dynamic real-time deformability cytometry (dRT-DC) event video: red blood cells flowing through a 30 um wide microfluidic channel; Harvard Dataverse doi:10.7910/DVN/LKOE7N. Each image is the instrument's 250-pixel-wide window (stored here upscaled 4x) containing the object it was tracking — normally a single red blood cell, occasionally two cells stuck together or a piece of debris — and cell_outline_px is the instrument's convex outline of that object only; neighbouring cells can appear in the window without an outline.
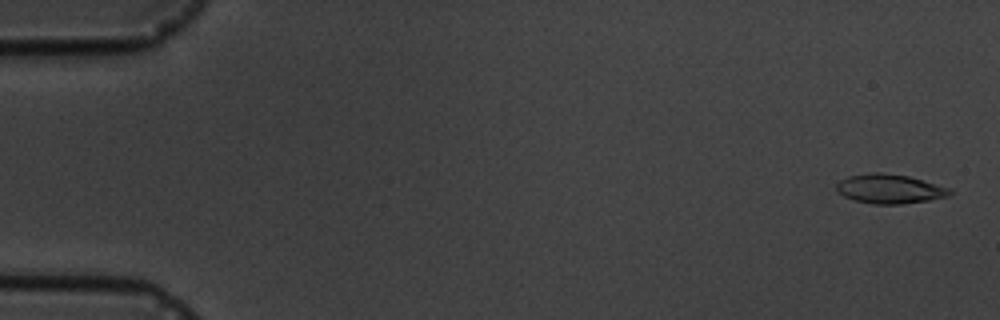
{"species": "common noctule bat (a hibernating species)", "species_latin": "Nyctalus noctula", "temperature_condition": "cold", "stored_images_in_passage": 4, "camera_frame_rate_fps": 3000, "um_per_image_px": 0.085, "animal": {"sex": "male", "body_mass_g": 19.5, "forearm_length_mm": 54.6}, "frame": {"image": 1, "passage_image": 1, "time_ms": 0.0, "image_size_px": [1000, 320], "cell_outline_px": [[952, 192], [948, 196], [928, 200], [900, 204], [872, 204], [856, 200], [844, 196], [836, 188], [836, 184], [840, 180], [848, 176], [872, 172], [880, 172], [908, 176], [952, 188]], "centroid_in_image_um": [75.64, 16.04], "position_along_channel_um": 9.4, "area_um2": 19.25}}
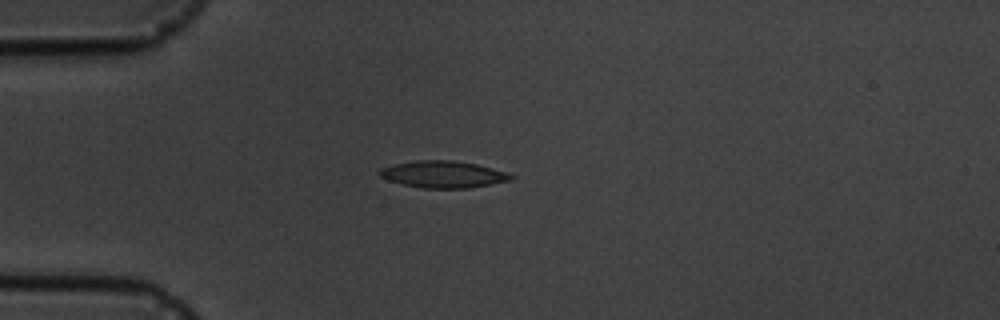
{"frame": {"image": 2, "passage_image": 4, "time_ms": 4.333, "image_size_px": [1000, 320], "cell_outline_px": [[516, 176], [512, 180], [468, 188], [424, 188], [404, 184], [388, 180], [380, 176], [380, 168], [392, 164], [416, 160], [452, 160], [476, 164], [508, 172]], "centroid_in_image_um": [37.69, 14.81], "position_along_channel_um": 47.3, "area_um2": 20.52}}